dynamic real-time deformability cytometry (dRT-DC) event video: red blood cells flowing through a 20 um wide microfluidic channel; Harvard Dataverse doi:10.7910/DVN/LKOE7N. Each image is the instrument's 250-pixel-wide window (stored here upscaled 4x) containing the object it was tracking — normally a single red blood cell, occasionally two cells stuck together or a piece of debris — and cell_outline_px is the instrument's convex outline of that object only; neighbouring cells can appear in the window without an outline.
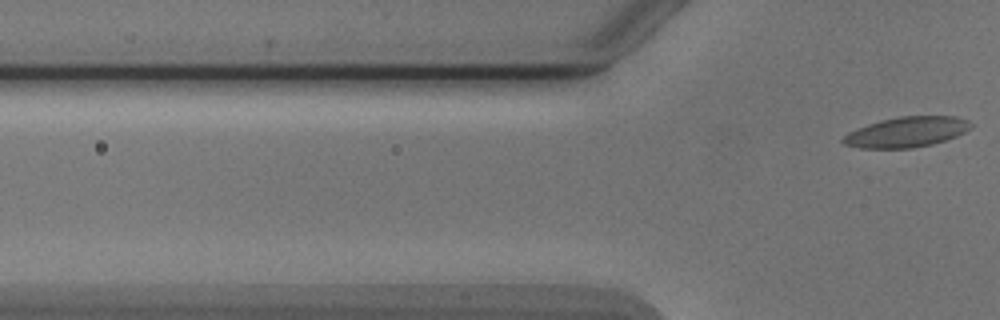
{"species": "Egyptian fruit bat (a non-hibernating species)", "species_latin": "Rousettus aegyptiacus", "temperature_condition": "cold", "stored_images_in_passage": 3, "segment_of_instrument_passage": [2, 2], "camera_frame_rate_fps": 3000, "um_per_image_px": 0.085, "animal": {"sex": "male"}, "frame": {"image": 1, "passage_image": 3, "time_ms": 2.333, "image_size_px": [1000, 320], "cell_outline_px": [[968, 128], [964, 132], [956, 136], [932, 144], [912, 148], [860, 148], [844, 144], [840, 140], [848, 132], [856, 128], [880, 120], [900, 116], [956, 116], [968, 120]], "centroid_in_image_um": [76.99, 11.22], "position_along_channel_um": 48.8, "area_um2": 22.37}}